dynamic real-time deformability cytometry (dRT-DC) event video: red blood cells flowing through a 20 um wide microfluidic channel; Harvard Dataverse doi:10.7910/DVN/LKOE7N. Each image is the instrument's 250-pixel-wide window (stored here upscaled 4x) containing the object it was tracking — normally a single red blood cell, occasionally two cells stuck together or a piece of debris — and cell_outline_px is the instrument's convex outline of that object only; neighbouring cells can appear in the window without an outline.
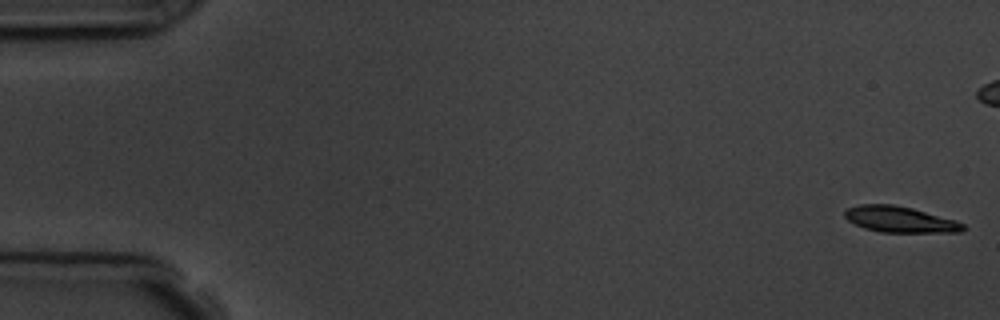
{"species": "common noctule bat (a hibernating species)", "species_latin": "Nyctalus noctula", "temperature_condition": "room temperature", "stored_images_in_passage": 7, "camera_frame_rate_fps": 3000, "um_per_image_px": 0.085, "animal": {"sex": "male", "body_mass_g": 19.5, "forearm_length_mm": 54.6}, "frame": {"image": 1, "passage_image": 1, "time_ms": 0.0, "image_size_px": [1000, 320], "cell_outline_px": [[968, 228], [960, 232], [880, 232], [864, 228], [848, 220], [844, 216], [844, 212], [848, 208], [860, 204], [892, 204], [912, 208], [956, 220], [964, 224]], "centroid_in_image_um": [76.52, 18.65], "position_along_channel_um": 8.5, "area_um2": 17.92}}